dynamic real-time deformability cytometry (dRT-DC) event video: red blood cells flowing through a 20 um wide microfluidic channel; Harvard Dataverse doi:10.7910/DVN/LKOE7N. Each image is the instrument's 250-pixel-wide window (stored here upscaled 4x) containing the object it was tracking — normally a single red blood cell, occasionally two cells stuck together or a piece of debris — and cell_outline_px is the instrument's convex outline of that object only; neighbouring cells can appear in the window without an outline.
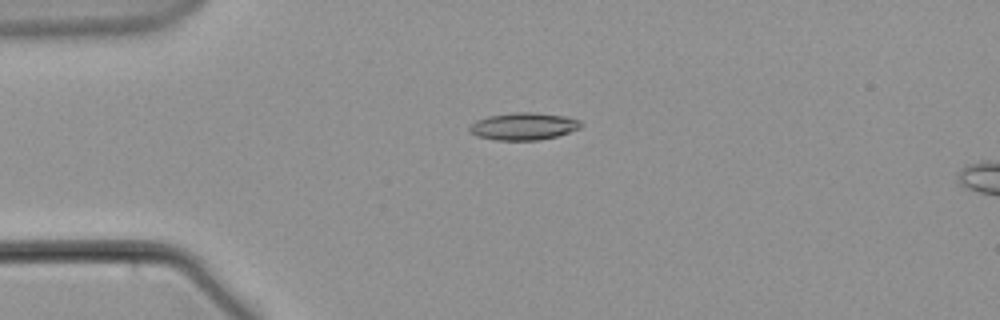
{"species": "common noctule bat (a hibernating species)", "species_latin": "Nyctalus noctula", "temperature_condition": "warm", "stored_images_in_passage": 55, "camera_frame_rate_fps": 3000, "um_per_image_px": 0.085, "animal": {"sex": "male", "body_mass_g": 21.5, "forearm_length_mm": 52.0}, "frame": {"image": 1, "passage_image": 12, "time_ms": 3.667, "image_size_px": [1000, 320], "cell_outline_px": [[580, 128], [556, 136], [540, 140], [496, 140], [476, 136], [468, 128], [476, 120], [488, 116], [516, 112], [532, 112], [564, 116], [580, 120]], "centroid_in_image_um": [44.48, 10.73], "position_along_channel_um": 40.5, "area_um2": 17.51}}
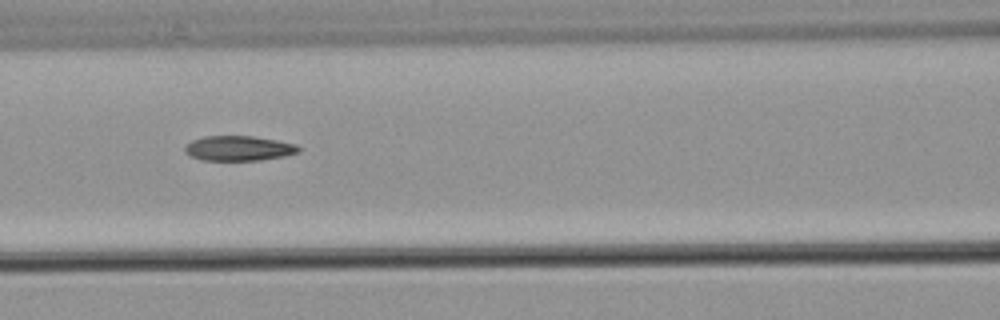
{"frame": {"image": 2, "passage_image": 23, "time_ms": 7.333, "image_size_px": [1000, 320], "cell_outline_px": [[300, 152], [284, 156], [260, 160], [200, 160], [184, 152], [184, 148], [192, 140], [204, 136], [252, 136], [276, 140], [296, 144], [300, 148]], "centroid_in_image_um": [20.29, 12.6], "position_along_channel_um": 146.3, "area_um2": 16.47}}
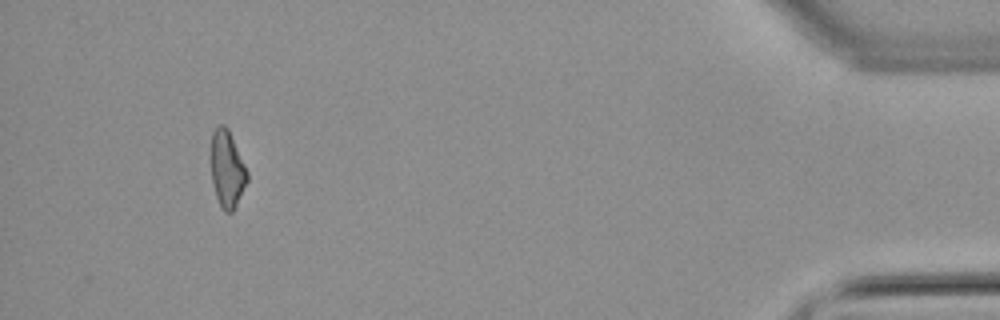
{"frame": {"image": 3, "passage_image": 51, "time_ms": 16.667, "image_size_px": [1000, 320], "cell_outline_px": [[248, 180], [232, 212], [224, 212], [216, 196], [212, 180], [208, 156], [212, 132], [220, 124], [224, 124], [228, 128], [248, 172]], "centroid_in_image_um": [19.26, 14.32], "position_along_channel_um": 415.9, "area_um2": 16.53}}